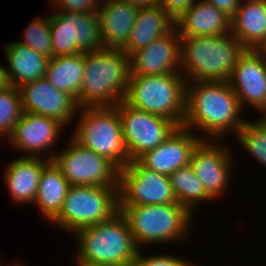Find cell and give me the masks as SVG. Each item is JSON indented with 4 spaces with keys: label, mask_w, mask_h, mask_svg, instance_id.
<instances>
[{
    "label": "cell",
    "mask_w": 266,
    "mask_h": 266,
    "mask_svg": "<svg viewBox=\"0 0 266 266\" xmlns=\"http://www.w3.org/2000/svg\"><path fill=\"white\" fill-rule=\"evenodd\" d=\"M243 114L228 81L187 82L183 127L198 132L201 139L223 142L229 134L235 137L246 121Z\"/></svg>",
    "instance_id": "6da1fadb"
},
{
    "label": "cell",
    "mask_w": 266,
    "mask_h": 266,
    "mask_svg": "<svg viewBox=\"0 0 266 266\" xmlns=\"http://www.w3.org/2000/svg\"><path fill=\"white\" fill-rule=\"evenodd\" d=\"M129 74V56L121 48L84 52L78 107L116 106L125 99Z\"/></svg>",
    "instance_id": "7a4b0ae2"
},
{
    "label": "cell",
    "mask_w": 266,
    "mask_h": 266,
    "mask_svg": "<svg viewBox=\"0 0 266 266\" xmlns=\"http://www.w3.org/2000/svg\"><path fill=\"white\" fill-rule=\"evenodd\" d=\"M245 50L231 33L181 37L180 73L187 82L229 81Z\"/></svg>",
    "instance_id": "3957f363"
},
{
    "label": "cell",
    "mask_w": 266,
    "mask_h": 266,
    "mask_svg": "<svg viewBox=\"0 0 266 266\" xmlns=\"http://www.w3.org/2000/svg\"><path fill=\"white\" fill-rule=\"evenodd\" d=\"M119 211L126 218L139 250L146 246L187 242L194 225L195 215L179 203L119 206Z\"/></svg>",
    "instance_id": "277c9868"
},
{
    "label": "cell",
    "mask_w": 266,
    "mask_h": 266,
    "mask_svg": "<svg viewBox=\"0 0 266 266\" xmlns=\"http://www.w3.org/2000/svg\"><path fill=\"white\" fill-rule=\"evenodd\" d=\"M72 236L76 238L75 259L92 263L132 266L139 251L120 211L108 221L79 229Z\"/></svg>",
    "instance_id": "5b68a950"
},
{
    "label": "cell",
    "mask_w": 266,
    "mask_h": 266,
    "mask_svg": "<svg viewBox=\"0 0 266 266\" xmlns=\"http://www.w3.org/2000/svg\"><path fill=\"white\" fill-rule=\"evenodd\" d=\"M187 81L181 73L129 76L124 101L133 108L156 114L183 126Z\"/></svg>",
    "instance_id": "8992f818"
},
{
    "label": "cell",
    "mask_w": 266,
    "mask_h": 266,
    "mask_svg": "<svg viewBox=\"0 0 266 266\" xmlns=\"http://www.w3.org/2000/svg\"><path fill=\"white\" fill-rule=\"evenodd\" d=\"M77 113L80 115L75 118V130L70 138L123 169L131 157L122 135L118 107H83Z\"/></svg>",
    "instance_id": "52a82bcc"
},
{
    "label": "cell",
    "mask_w": 266,
    "mask_h": 266,
    "mask_svg": "<svg viewBox=\"0 0 266 266\" xmlns=\"http://www.w3.org/2000/svg\"><path fill=\"white\" fill-rule=\"evenodd\" d=\"M118 212V187L71 185L62 209L51 222L72 235L84 227L108 221Z\"/></svg>",
    "instance_id": "ba28073f"
},
{
    "label": "cell",
    "mask_w": 266,
    "mask_h": 266,
    "mask_svg": "<svg viewBox=\"0 0 266 266\" xmlns=\"http://www.w3.org/2000/svg\"><path fill=\"white\" fill-rule=\"evenodd\" d=\"M54 11L49 16L52 57L74 55L104 47L98 12Z\"/></svg>",
    "instance_id": "9c48e42d"
},
{
    "label": "cell",
    "mask_w": 266,
    "mask_h": 266,
    "mask_svg": "<svg viewBox=\"0 0 266 266\" xmlns=\"http://www.w3.org/2000/svg\"><path fill=\"white\" fill-rule=\"evenodd\" d=\"M51 161L70 185L119 186L120 169L106 157L82 147L72 138Z\"/></svg>",
    "instance_id": "30bf717a"
},
{
    "label": "cell",
    "mask_w": 266,
    "mask_h": 266,
    "mask_svg": "<svg viewBox=\"0 0 266 266\" xmlns=\"http://www.w3.org/2000/svg\"><path fill=\"white\" fill-rule=\"evenodd\" d=\"M118 198L119 206L177 203L169 176L146 168L138 160L120 169Z\"/></svg>",
    "instance_id": "8fae6325"
},
{
    "label": "cell",
    "mask_w": 266,
    "mask_h": 266,
    "mask_svg": "<svg viewBox=\"0 0 266 266\" xmlns=\"http://www.w3.org/2000/svg\"><path fill=\"white\" fill-rule=\"evenodd\" d=\"M116 106L131 161L162 144L178 127L173 121L133 108L124 100Z\"/></svg>",
    "instance_id": "7c38bea8"
},
{
    "label": "cell",
    "mask_w": 266,
    "mask_h": 266,
    "mask_svg": "<svg viewBox=\"0 0 266 266\" xmlns=\"http://www.w3.org/2000/svg\"><path fill=\"white\" fill-rule=\"evenodd\" d=\"M221 140L202 139L191 155L190 166L203 183L206 192L216 201L230 188L236 162L233 151ZM234 169V170H233ZM234 171V172H233ZM221 197V198H220Z\"/></svg>",
    "instance_id": "4fadbf2b"
},
{
    "label": "cell",
    "mask_w": 266,
    "mask_h": 266,
    "mask_svg": "<svg viewBox=\"0 0 266 266\" xmlns=\"http://www.w3.org/2000/svg\"><path fill=\"white\" fill-rule=\"evenodd\" d=\"M64 127L54 118L23 112L7 143L14 150L25 153L23 157H42L51 161Z\"/></svg>",
    "instance_id": "5bb4252c"
},
{
    "label": "cell",
    "mask_w": 266,
    "mask_h": 266,
    "mask_svg": "<svg viewBox=\"0 0 266 266\" xmlns=\"http://www.w3.org/2000/svg\"><path fill=\"white\" fill-rule=\"evenodd\" d=\"M228 82L244 111L249 106L261 113L266 108V54L246 49Z\"/></svg>",
    "instance_id": "9a60e30c"
},
{
    "label": "cell",
    "mask_w": 266,
    "mask_h": 266,
    "mask_svg": "<svg viewBox=\"0 0 266 266\" xmlns=\"http://www.w3.org/2000/svg\"><path fill=\"white\" fill-rule=\"evenodd\" d=\"M23 112L54 118L65 126L72 125L79 110L76 99L58 90L45 78L19 87Z\"/></svg>",
    "instance_id": "2e32d148"
},
{
    "label": "cell",
    "mask_w": 266,
    "mask_h": 266,
    "mask_svg": "<svg viewBox=\"0 0 266 266\" xmlns=\"http://www.w3.org/2000/svg\"><path fill=\"white\" fill-rule=\"evenodd\" d=\"M181 37L174 27L129 57V76L180 73Z\"/></svg>",
    "instance_id": "e0dca14e"
},
{
    "label": "cell",
    "mask_w": 266,
    "mask_h": 266,
    "mask_svg": "<svg viewBox=\"0 0 266 266\" xmlns=\"http://www.w3.org/2000/svg\"><path fill=\"white\" fill-rule=\"evenodd\" d=\"M202 139L185 127H177L155 149L146 151L137 160L146 168L170 176L176 170L189 165L191 155Z\"/></svg>",
    "instance_id": "ac0fdd59"
},
{
    "label": "cell",
    "mask_w": 266,
    "mask_h": 266,
    "mask_svg": "<svg viewBox=\"0 0 266 266\" xmlns=\"http://www.w3.org/2000/svg\"><path fill=\"white\" fill-rule=\"evenodd\" d=\"M3 170L4 183L13 203L30 205L35 201L43 168L50 160L42 157L13 158Z\"/></svg>",
    "instance_id": "d6986e66"
},
{
    "label": "cell",
    "mask_w": 266,
    "mask_h": 266,
    "mask_svg": "<svg viewBox=\"0 0 266 266\" xmlns=\"http://www.w3.org/2000/svg\"><path fill=\"white\" fill-rule=\"evenodd\" d=\"M138 9L122 0H102L97 12L104 47L122 49L127 44Z\"/></svg>",
    "instance_id": "ffe728a7"
},
{
    "label": "cell",
    "mask_w": 266,
    "mask_h": 266,
    "mask_svg": "<svg viewBox=\"0 0 266 266\" xmlns=\"http://www.w3.org/2000/svg\"><path fill=\"white\" fill-rule=\"evenodd\" d=\"M180 37L213 36L231 33V19L214 5L197 0L177 21Z\"/></svg>",
    "instance_id": "44dd1931"
},
{
    "label": "cell",
    "mask_w": 266,
    "mask_h": 266,
    "mask_svg": "<svg viewBox=\"0 0 266 266\" xmlns=\"http://www.w3.org/2000/svg\"><path fill=\"white\" fill-rule=\"evenodd\" d=\"M7 67L5 66L8 84L20 87L34 80L44 78L49 57L36 52L18 41L4 47Z\"/></svg>",
    "instance_id": "7402d4cb"
},
{
    "label": "cell",
    "mask_w": 266,
    "mask_h": 266,
    "mask_svg": "<svg viewBox=\"0 0 266 266\" xmlns=\"http://www.w3.org/2000/svg\"><path fill=\"white\" fill-rule=\"evenodd\" d=\"M231 34L245 49L260 50L266 43V1L241 2L231 19Z\"/></svg>",
    "instance_id": "603a6c76"
},
{
    "label": "cell",
    "mask_w": 266,
    "mask_h": 266,
    "mask_svg": "<svg viewBox=\"0 0 266 266\" xmlns=\"http://www.w3.org/2000/svg\"><path fill=\"white\" fill-rule=\"evenodd\" d=\"M174 27L175 22L160 5L139 8L135 25L122 51L130 57L155 39L168 34Z\"/></svg>",
    "instance_id": "cb8c5ba5"
},
{
    "label": "cell",
    "mask_w": 266,
    "mask_h": 266,
    "mask_svg": "<svg viewBox=\"0 0 266 266\" xmlns=\"http://www.w3.org/2000/svg\"><path fill=\"white\" fill-rule=\"evenodd\" d=\"M70 186L52 161L43 168L33 205L44 219L51 222L58 215Z\"/></svg>",
    "instance_id": "d4e9b609"
},
{
    "label": "cell",
    "mask_w": 266,
    "mask_h": 266,
    "mask_svg": "<svg viewBox=\"0 0 266 266\" xmlns=\"http://www.w3.org/2000/svg\"><path fill=\"white\" fill-rule=\"evenodd\" d=\"M83 76L84 52L51 57L44 78L55 88L67 92L78 101Z\"/></svg>",
    "instance_id": "484cf974"
},
{
    "label": "cell",
    "mask_w": 266,
    "mask_h": 266,
    "mask_svg": "<svg viewBox=\"0 0 266 266\" xmlns=\"http://www.w3.org/2000/svg\"><path fill=\"white\" fill-rule=\"evenodd\" d=\"M172 191L177 203L187 208L193 215L201 203L215 201L205 190L203 183L189 165L182 167L170 176Z\"/></svg>",
    "instance_id": "4316f807"
},
{
    "label": "cell",
    "mask_w": 266,
    "mask_h": 266,
    "mask_svg": "<svg viewBox=\"0 0 266 266\" xmlns=\"http://www.w3.org/2000/svg\"><path fill=\"white\" fill-rule=\"evenodd\" d=\"M235 139L256 162L266 168V122L260 117L253 121L246 119Z\"/></svg>",
    "instance_id": "83f0119b"
},
{
    "label": "cell",
    "mask_w": 266,
    "mask_h": 266,
    "mask_svg": "<svg viewBox=\"0 0 266 266\" xmlns=\"http://www.w3.org/2000/svg\"><path fill=\"white\" fill-rule=\"evenodd\" d=\"M23 113L21 94L11 84L0 89V141L8 139Z\"/></svg>",
    "instance_id": "f1b7e54d"
},
{
    "label": "cell",
    "mask_w": 266,
    "mask_h": 266,
    "mask_svg": "<svg viewBox=\"0 0 266 266\" xmlns=\"http://www.w3.org/2000/svg\"><path fill=\"white\" fill-rule=\"evenodd\" d=\"M22 43L31 49L49 58L52 57V41L50 32L49 15L37 17L25 28Z\"/></svg>",
    "instance_id": "f546056e"
},
{
    "label": "cell",
    "mask_w": 266,
    "mask_h": 266,
    "mask_svg": "<svg viewBox=\"0 0 266 266\" xmlns=\"http://www.w3.org/2000/svg\"><path fill=\"white\" fill-rule=\"evenodd\" d=\"M143 250H139L132 266H197L192 261L189 262L185 258L177 257L171 254H152L145 255ZM144 253V254H143Z\"/></svg>",
    "instance_id": "4dcf8cb0"
},
{
    "label": "cell",
    "mask_w": 266,
    "mask_h": 266,
    "mask_svg": "<svg viewBox=\"0 0 266 266\" xmlns=\"http://www.w3.org/2000/svg\"><path fill=\"white\" fill-rule=\"evenodd\" d=\"M54 10L70 12H97L102 0H49Z\"/></svg>",
    "instance_id": "1f68e13d"
},
{
    "label": "cell",
    "mask_w": 266,
    "mask_h": 266,
    "mask_svg": "<svg viewBox=\"0 0 266 266\" xmlns=\"http://www.w3.org/2000/svg\"><path fill=\"white\" fill-rule=\"evenodd\" d=\"M197 0H159V5L175 22L187 12Z\"/></svg>",
    "instance_id": "d6a6232c"
},
{
    "label": "cell",
    "mask_w": 266,
    "mask_h": 266,
    "mask_svg": "<svg viewBox=\"0 0 266 266\" xmlns=\"http://www.w3.org/2000/svg\"><path fill=\"white\" fill-rule=\"evenodd\" d=\"M212 5H214L217 9L222 11L228 18L232 19L236 11L238 10L241 0H204Z\"/></svg>",
    "instance_id": "836d02e7"
},
{
    "label": "cell",
    "mask_w": 266,
    "mask_h": 266,
    "mask_svg": "<svg viewBox=\"0 0 266 266\" xmlns=\"http://www.w3.org/2000/svg\"><path fill=\"white\" fill-rule=\"evenodd\" d=\"M137 8H148L159 5V0H122Z\"/></svg>",
    "instance_id": "e575fe53"
},
{
    "label": "cell",
    "mask_w": 266,
    "mask_h": 266,
    "mask_svg": "<svg viewBox=\"0 0 266 266\" xmlns=\"http://www.w3.org/2000/svg\"><path fill=\"white\" fill-rule=\"evenodd\" d=\"M8 85L5 73V66L0 64V89Z\"/></svg>",
    "instance_id": "d590c367"
},
{
    "label": "cell",
    "mask_w": 266,
    "mask_h": 266,
    "mask_svg": "<svg viewBox=\"0 0 266 266\" xmlns=\"http://www.w3.org/2000/svg\"><path fill=\"white\" fill-rule=\"evenodd\" d=\"M77 266H111V265H105V264H98V263H92L80 259L75 260Z\"/></svg>",
    "instance_id": "8d00e7d4"
},
{
    "label": "cell",
    "mask_w": 266,
    "mask_h": 266,
    "mask_svg": "<svg viewBox=\"0 0 266 266\" xmlns=\"http://www.w3.org/2000/svg\"><path fill=\"white\" fill-rule=\"evenodd\" d=\"M258 115H260V118L266 122V108L261 112V114L259 113ZM262 116V117H261Z\"/></svg>",
    "instance_id": "74e56055"
},
{
    "label": "cell",
    "mask_w": 266,
    "mask_h": 266,
    "mask_svg": "<svg viewBox=\"0 0 266 266\" xmlns=\"http://www.w3.org/2000/svg\"><path fill=\"white\" fill-rule=\"evenodd\" d=\"M266 0H241V2H254V3H258V2H265Z\"/></svg>",
    "instance_id": "f35d334b"
},
{
    "label": "cell",
    "mask_w": 266,
    "mask_h": 266,
    "mask_svg": "<svg viewBox=\"0 0 266 266\" xmlns=\"http://www.w3.org/2000/svg\"><path fill=\"white\" fill-rule=\"evenodd\" d=\"M20 262L21 261L18 262V260H17V262H15V264H12L11 266H25L24 264H20ZM8 266H10V265H8Z\"/></svg>",
    "instance_id": "ab89813d"
},
{
    "label": "cell",
    "mask_w": 266,
    "mask_h": 266,
    "mask_svg": "<svg viewBox=\"0 0 266 266\" xmlns=\"http://www.w3.org/2000/svg\"><path fill=\"white\" fill-rule=\"evenodd\" d=\"M260 50L266 54V43Z\"/></svg>",
    "instance_id": "60d3db41"
}]
</instances>
